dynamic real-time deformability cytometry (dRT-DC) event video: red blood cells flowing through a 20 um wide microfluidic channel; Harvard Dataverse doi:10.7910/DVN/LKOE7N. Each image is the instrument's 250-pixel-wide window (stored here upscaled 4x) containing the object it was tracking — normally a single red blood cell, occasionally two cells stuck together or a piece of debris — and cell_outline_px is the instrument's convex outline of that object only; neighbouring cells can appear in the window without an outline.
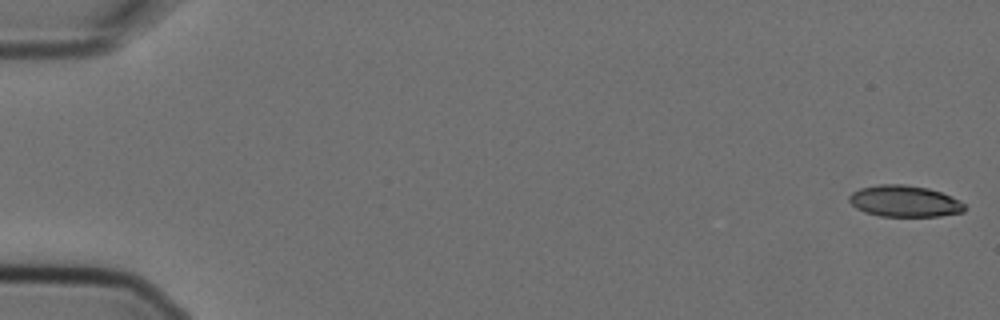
{"species": "Egyptian fruit bat (a non-hibernating species)", "species_latin": "Rousettus aegyptiacus", "temperature_condition": "cold", "stored_images_in_passage": 5, "camera_frame_rate_fps": 3000, "um_per_image_px": 0.085, "animal": {"sex": "female"}, "frame": {"image": 1, "passage_image": 1, "time_ms": 0.0, "image_size_px": [1000, 320], "cell_outline_px": [[964, 212], [940, 216], [880, 216], [864, 212], [856, 208], [848, 200], [848, 196], [852, 192], [860, 188], [880, 184], [904, 184], [928, 188], [940, 192], [960, 200], [964, 204]], "centroid_in_image_um": [76.86, 17.1], "position_along_channel_um": 8.1, "area_um2": 21.15}}
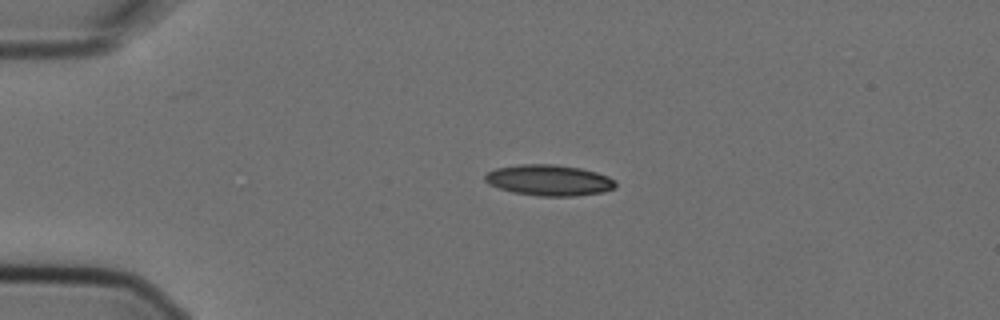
{"frame": {"image": 2, "passage_image": 4, "time_ms": 1.0, "image_size_px": [1000, 320], "cell_outline_px": [[616, 188], [604, 192], [576, 196], [540, 196], [512, 192], [488, 184], [484, 180], [484, 176], [488, 172], [496, 168], [520, 164], [556, 164], [580, 168], [596, 172], [608, 176], [616, 180]], "centroid_in_image_um": [46.69, 15.32], "position_along_channel_um": 38.3, "area_um2": 23.7}}
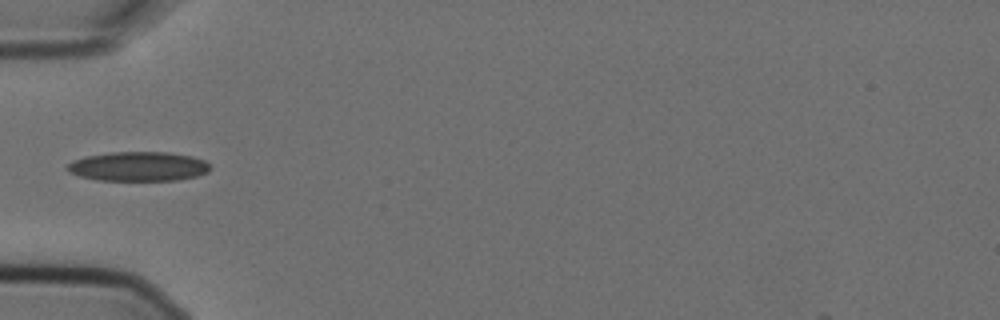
{"frame": {"image": 3, "passage_image": 5, "time_ms": 1.333, "image_size_px": [1000, 320], "cell_outline_px": [[212, 168], [208, 172], [196, 176], [180, 180], [96, 180], [80, 176], [68, 172], [68, 164], [72, 160], [88, 156], [112, 152], [168, 152], [192, 156], [204, 160]], "centroid_in_image_um": [11.79, 14.15], "position_along_channel_um": 73.2, "area_um2": 24.45}}